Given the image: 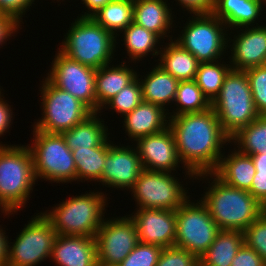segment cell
Listing matches in <instances>:
<instances>
[{"label": "cell", "instance_id": "6da1fadb", "mask_svg": "<svg viewBox=\"0 0 266 266\" xmlns=\"http://www.w3.org/2000/svg\"><path fill=\"white\" fill-rule=\"evenodd\" d=\"M179 158L189 177L213 172L223 153L222 147L230 138L221 128L215 111L169 116ZM224 144V145H223Z\"/></svg>", "mask_w": 266, "mask_h": 266}, {"label": "cell", "instance_id": "7a4b0ae2", "mask_svg": "<svg viewBox=\"0 0 266 266\" xmlns=\"http://www.w3.org/2000/svg\"><path fill=\"white\" fill-rule=\"evenodd\" d=\"M209 175L214 180L201 200L220 230L243 232L266 210L248 191L227 185L213 172L195 175V179Z\"/></svg>", "mask_w": 266, "mask_h": 266}, {"label": "cell", "instance_id": "3957f363", "mask_svg": "<svg viewBox=\"0 0 266 266\" xmlns=\"http://www.w3.org/2000/svg\"><path fill=\"white\" fill-rule=\"evenodd\" d=\"M25 146L0 143V208L5 215L25 206L37 181L31 151Z\"/></svg>", "mask_w": 266, "mask_h": 266}, {"label": "cell", "instance_id": "277c9868", "mask_svg": "<svg viewBox=\"0 0 266 266\" xmlns=\"http://www.w3.org/2000/svg\"><path fill=\"white\" fill-rule=\"evenodd\" d=\"M64 40L62 48H58L62 53L70 59L96 70L110 64L114 58L112 56L116 50V37L91 17L75 19Z\"/></svg>", "mask_w": 266, "mask_h": 266}, {"label": "cell", "instance_id": "5b68a950", "mask_svg": "<svg viewBox=\"0 0 266 266\" xmlns=\"http://www.w3.org/2000/svg\"><path fill=\"white\" fill-rule=\"evenodd\" d=\"M211 108L229 138L260 116L245 71H229L219 95L211 103Z\"/></svg>", "mask_w": 266, "mask_h": 266}, {"label": "cell", "instance_id": "8992f818", "mask_svg": "<svg viewBox=\"0 0 266 266\" xmlns=\"http://www.w3.org/2000/svg\"><path fill=\"white\" fill-rule=\"evenodd\" d=\"M101 192H90L73 196L50 212L43 214L52 223L57 234L66 236H87L94 238L104 221L106 200Z\"/></svg>", "mask_w": 266, "mask_h": 266}, {"label": "cell", "instance_id": "52a82bcc", "mask_svg": "<svg viewBox=\"0 0 266 266\" xmlns=\"http://www.w3.org/2000/svg\"><path fill=\"white\" fill-rule=\"evenodd\" d=\"M33 143L29 147L36 179L65 183L76 181L73 153L62 134L42 132L34 128Z\"/></svg>", "mask_w": 266, "mask_h": 266}, {"label": "cell", "instance_id": "ba28073f", "mask_svg": "<svg viewBox=\"0 0 266 266\" xmlns=\"http://www.w3.org/2000/svg\"><path fill=\"white\" fill-rule=\"evenodd\" d=\"M40 91L43 118L33 126L39 131L61 134L92 113L79 99L56 87L48 78L43 81Z\"/></svg>", "mask_w": 266, "mask_h": 266}, {"label": "cell", "instance_id": "9c48e42d", "mask_svg": "<svg viewBox=\"0 0 266 266\" xmlns=\"http://www.w3.org/2000/svg\"><path fill=\"white\" fill-rule=\"evenodd\" d=\"M190 202L187 199L176 210L174 246L186 249L200 258L209 249L220 229L202 200H197L195 204Z\"/></svg>", "mask_w": 266, "mask_h": 266}, {"label": "cell", "instance_id": "30bf717a", "mask_svg": "<svg viewBox=\"0 0 266 266\" xmlns=\"http://www.w3.org/2000/svg\"><path fill=\"white\" fill-rule=\"evenodd\" d=\"M191 19L183 27L182 35L175 41L200 63L217 61L229 46L226 24L213 13L198 14Z\"/></svg>", "mask_w": 266, "mask_h": 266}, {"label": "cell", "instance_id": "8fae6325", "mask_svg": "<svg viewBox=\"0 0 266 266\" xmlns=\"http://www.w3.org/2000/svg\"><path fill=\"white\" fill-rule=\"evenodd\" d=\"M50 220L41 213L32 218L19 233L12 246H8L7 266H36L51 258L57 237Z\"/></svg>", "mask_w": 266, "mask_h": 266}, {"label": "cell", "instance_id": "7c38bea8", "mask_svg": "<svg viewBox=\"0 0 266 266\" xmlns=\"http://www.w3.org/2000/svg\"><path fill=\"white\" fill-rule=\"evenodd\" d=\"M170 172L143 169L131 188L139 209L177 210L190 196Z\"/></svg>", "mask_w": 266, "mask_h": 266}, {"label": "cell", "instance_id": "4fadbf2b", "mask_svg": "<svg viewBox=\"0 0 266 266\" xmlns=\"http://www.w3.org/2000/svg\"><path fill=\"white\" fill-rule=\"evenodd\" d=\"M47 78L58 88L67 91L97 112L96 69L74 61L58 50Z\"/></svg>", "mask_w": 266, "mask_h": 266}, {"label": "cell", "instance_id": "5bb4252c", "mask_svg": "<svg viewBox=\"0 0 266 266\" xmlns=\"http://www.w3.org/2000/svg\"><path fill=\"white\" fill-rule=\"evenodd\" d=\"M118 218L104 219L94 237L97 260L107 264L119 265L139 243L133 220L128 216Z\"/></svg>", "mask_w": 266, "mask_h": 266}, {"label": "cell", "instance_id": "9a60e30c", "mask_svg": "<svg viewBox=\"0 0 266 266\" xmlns=\"http://www.w3.org/2000/svg\"><path fill=\"white\" fill-rule=\"evenodd\" d=\"M143 169L172 172L181 163L170 127L136 140Z\"/></svg>", "mask_w": 266, "mask_h": 266}, {"label": "cell", "instance_id": "2e32d148", "mask_svg": "<svg viewBox=\"0 0 266 266\" xmlns=\"http://www.w3.org/2000/svg\"><path fill=\"white\" fill-rule=\"evenodd\" d=\"M143 166L137 149L129 145H110L105 156V163L100 183L106 187L129 189L133 187ZM108 185V186H107Z\"/></svg>", "mask_w": 266, "mask_h": 266}, {"label": "cell", "instance_id": "e0dca14e", "mask_svg": "<svg viewBox=\"0 0 266 266\" xmlns=\"http://www.w3.org/2000/svg\"><path fill=\"white\" fill-rule=\"evenodd\" d=\"M139 242L173 247L176 238V210L138 209L131 214Z\"/></svg>", "mask_w": 266, "mask_h": 266}, {"label": "cell", "instance_id": "ac0fdd59", "mask_svg": "<svg viewBox=\"0 0 266 266\" xmlns=\"http://www.w3.org/2000/svg\"><path fill=\"white\" fill-rule=\"evenodd\" d=\"M233 37L231 45V68L246 70L251 67L266 65V24L265 26L243 27Z\"/></svg>", "mask_w": 266, "mask_h": 266}, {"label": "cell", "instance_id": "d6986e66", "mask_svg": "<svg viewBox=\"0 0 266 266\" xmlns=\"http://www.w3.org/2000/svg\"><path fill=\"white\" fill-rule=\"evenodd\" d=\"M52 259L57 266H94L97 260L95 239L58 234L53 245Z\"/></svg>", "mask_w": 266, "mask_h": 266}, {"label": "cell", "instance_id": "ffe728a7", "mask_svg": "<svg viewBox=\"0 0 266 266\" xmlns=\"http://www.w3.org/2000/svg\"><path fill=\"white\" fill-rule=\"evenodd\" d=\"M163 107L142 102L124 116V128L128 137L137 139L162 131L169 126V114ZM166 111V112H165ZM168 115V116H167Z\"/></svg>", "mask_w": 266, "mask_h": 266}, {"label": "cell", "instance_id": "44dd1931", "mask_svg": "<svg viewBox=\"0 0 266 266\" xmlns=\"http://www.w3.org/2000/svg\"><path fill=\"white\" fill-rule=\"evenodd\" d=\"M234 150L227 157L223 153L213 173L227 185L249 191L256 174L253 160L250 155Z\"/></svg>", "mask_w": 266, "mask_h": 266}, {"label": "cell", "instance_id": "7402d4cb", "mask_svg": "<svg viewBox=\"0 0 266 266\" xmlns=\"http://www.w3.org/2000/svg\"><path fill=\"white\" fill-rule=\"evenodd\" d=\"M262 5H266V0H214L212 13L223 21L227 28L252 27L263 10Z\"/></svg>", "mask_w": 266, "mask_h": 266}, {"label": "cell", "instance_id": "603a6c76", "mask_svg": "<svg viewBox=\"0 0 266 266\" xmlns=\"http://www.w3.org/2000/svg\"><path fill=\"white\" fill-rule=\"evenodd\" d=\"M165 0H134L133 22L155 33L159 38L167 37L173 24L170 6ZM169 7V8H168ZM169 31V32H168ZM168 32V33H167Z\"/></svg>", "mask_w": 266, "mask_h": 266}, {"label": "cell", "instance_id": "cb8c5ba5", "mask_svg": "<svg viewBox=\"0 0 266 266\" xmlns=\"http://www.w3.org/2000/svg\"><path fill=\"white\" fill-rule=\"evenodd\" d=\"M137 77V72L128 68L125 61L116 67L110 68L107 64L97 69L95 75L97 112L100 113L101 108L108 100Z\"/></svg>", "mask_w": 266, "mask_h": 266}, {"label": "cell", "instance_id": "d4e9b609", "mask_svg": "<svg viewBox=\"0 0 266 266\" xmlns=\"http://www.w3.org/2000/svg\"><path fill=\"white\" fill-rule=\"evenodd\" d=\"M97 114L98 112H92L70 130L61 133L71 151L97 147L109 139L108 128L104 121L97 117Z\"/></svg>", "mask_w": 266, "mask_h": 266}, {"label": "cell", "instance_id": "484cf974", "mask_svg": "<svg viewBox=\"0 0 266 266\" xmlns=\"http://www.w3.org/2000/svg\"><path fill=\"white\" fill-rule=\"evenodd\" d=\"M167 43V47L160 48V66L179 81L194 80L198 70L199 61L175 40Z\"/></svg>", "mask_w": 266, "mask_h": 266}, {"label": "cell", "instance_id": "4316f807", "mask_svg": "<svg viewBox=\"0 0 266 266\" xmlns=\"http://www.w3.org/2000/svg\"><path fill=\"white\" fill-rule=\"evenodd\" d=\"M243 244V232L219 230L209 249L199 258V266H231Z\"/></svg>", "mask_w": 266, "mask_h": 266}, {"label": "cell", "instance_id": "83f0119b", "mask_svg": "<svg viewBox=\"0 0 266 266\" xmlns=\"http://www.w3.org/2000/svg\"><path fill=\"white\" fill-rule=\"evenodd\" d=\"M144 78L140 81L144 102L157 104L165 109L166 103L174 101L179 80L170 73L156 65Z\"/></svg>", "mask_w": 266, "mask_h": 266}, {"label": "cell", "instance_id": "f1b7e54d", "mask_svg": "<svg viewBox=\"0 0 266 266\" xmlns=\"http://www.w3.org/2000/svg\"><path fill=\"white\" fill-rule=\"evenodd\" d=\"M133 10L134 0H112L91 18L117 38L115 33L123 31L133 22Z\"/></svg>", "mask_w": 266, "mask_h": 266}, {"label": "cell", "instance_id": "f546056e", "mask_svg": "<svg viewBox=\"0 0 266 266\" xmlns=\"http://www.w3.org/2000/svg\"><path fill=\"white\" fill-rule=\"evenodd\" d=\"M111 144L110 140L108 141L107 139L103 144L97 147L72 150L76 164L77 181L84 179L86 181L90 179V181H100L103 173L105 156Z\"/></svg>", "mask_w": 266, "mask_h": 266}, {"label": "cell", "instance_id": "4dcf8cb0", "mask_svg": "<svg viewBox=\"0 0 266 266\" xmlns=\"http://www.w3.org/2000/svg\"><path fill=\"white\" fill-rule=\"evenodd\" d=\"M122 32H124V45L131 61L142 59L149 52L153 55H159L160 50H157V43L161 40L155 33L132 22ZM155 48V49H154ZM135 59V60H134Z\"/></svg>", "mask_w": 266, "mask_h": 266}, {"label": "cell", "instance_id": "1f68e13d", "mask_svg": "<svg viewBox=\"0 0 266 266\" xmlns=\"http://www.w3.org/2000/svg\"><path fill=\"white\" fill-rule=\"evenodd\" d=\"M233 140V141H231ZM245 155L266 152V115H260L230 138Z\"/></svg>", "mask_w": 266, "mask_h": 266}, {"label": "cell", "instance_id": "d6a6232c", "mask_svg": "<svg viewBox=\"0 0 266 266\" xmlns=\"http://www.w3.org/2000/svg\"><path fill=\"white\" fill-rule=\"evenodd\" d=\"M199 63L194 81L200 87L204 95L212 103L219 95L224 79L232 69L230 64L220 62Z\"/></svg>", "mask_w": 266, "mask_h": 266}, {"label": "cell", "instance_id": "836d02e7", "mask_svg": "<svg viewBox=\"0 0 266 266\" xmlns=\"http://www.w3.org/2000/svg\"><path fill=\"white\" fill-rule=\"evenodd\" d=\"M174 102L178 103L179 108H176V112H173V115L171 113L170 116L200 113L211 108V102L194 80L179 81Z\"/></svg>", "mask_w": 266, "mask_h": 266}, {"label": "cell", "instance_id": "e575fe53", "mask_svg": "<svg viewBox=\"0 0 266 266\" xmlns=\"http://www.w3.org/2000/svg\"><path fill=\"white\" fill-rule=\"evenodd\" d=\"M141 78L138 77L129 85L121 89L114 97L108 100L104 105L111 106L110 108L115 110L122 116L131 112L140 103L143 102L142 86L140 84Z\"/></svg>", "mask_w": 266, "mask_h": 266}, {"label": "cell", "instance_id": "d590c367", "mask_svg": "<svg viewBox=\"0 0 266 266\" xmlns=\"http://www.w3.org/2000/svg\"><path fill=\"white\" fill-rule=\"evenodd\" d=\"M256 109L260 115H266V65L246 70Z\"/></svg>", "mask_w": 266, "mask_h": 266}, {"label": "cell", "instance_id": "8d00e7d4", "mask_svg": "<svg viewBox=\"0 0 266 266\" xmlns=\"http://www.w3.org/2000/svg\"><path fill=\"white\" fill-rule=\"evenodd\" d=\"M243 238L266 262V210L243 231Z\"/></svg>", "mask_w": 266, "mask_h": 266}, {"label": "cell", "instance_id": "74e56055", "mask_svg": "<svg viewBox=\"0 0 266 266\" xmlns=\"http://www.w3.org/2000/svg\"><path fill=\"white\" fill-rule=\"evenodd\" d=\"M162 249L156 244L139 242L118 266H156Z\"/></svg>", "mask_w": 266, "mask_h": 266}, {"label": "cell", "instance_id": "f35d334b", "mask_svg": "<svg viewBox=\"0 0 266 266\" xmlns=\"http://www.w3.org/2000/svg\"><path fill=\"white\" fill-rule=\"evenodd\" d=\"M156 266H199V258L178 247L163 248Z\"/></svg>", "mask_w": 266, "mask_h": 266}, {"label": "cell", "instance_id": "ab89813d", "mask_svg": "<svg viewBox=\"0 0 266 266\" xmlns=\"http://www.w3.org/2000/svg\"><path fill=\"white\" fill-rule=\"evenodd\" d=\"M34 1L35 0H0V13L13 17L20 24V22H22V15L32 6Z\"/></svg>", "mask_w": 266, "mask_h": 266}, {"label": "cell", "instance_id": "60d3db41", "mask_svg": "<svg viewBox=\"0 0 266 266\" xmlns=\"http://www.w3.org/2000/svg\"><path fill=\"white\" fill-rule=\"evenodd\" d=\"M231 266H266V262L254 249L243 244L232 260Z\"/></svg>", "mask_w": 266, "mask_h": 266}, {"label": "cell", "instance_id": "b9f144b4", "mask_svg": "<svg viewBox=\"0 0 266 266\" xmlns=\"http://www.w3.org/2000/svg\"><path fill=\"white\" fill-rule=\"evenodd\" d=\"M182 8L190 14H211L214 9V0H176Z\"/></svg>", "mask_w": 266, "mask_h": 266}, {"label": "cell", "instance_id": "7bdbcfd3", "mask_svg": "<svg viewBox=\"0 0 266 266\" xmlns=\"http://www.w3.org/2000/svg\"><path fill=\"white\" fill-rule=\"evenodd\" d=\"M248 192L266 208V174L256 173Z\"/></svg>", "mask_w": 266, "mask_h": 266}, {"label": "cell", "instance_id": "ee69618b", "mask_svg": "<svg viewBox=\"0 0 266 266\" xmlns=\"http://www.w3.org/2000/svg\"><path fill=\"white\" fill-rule=\"evenodd\" d=\"M19 25L13 17L0 13V45L6 43L5 41L6 39L8 41L9 37L14 36L11 34L17 32V29L20 28Z\"/></svg>", "mask_w": 266, "mask_h": 266}, {"label": "cell", "instance_id": "f6af8a7d", "mask_svg": "<svg viewBox=\"0 0 266 266\" xmlns=\"http://www.w3.org/2000/svg\"><path fill=\"white\" fill-rule=\"evenodd\" d=\"M1 90H0V136L4 135V133L7 132V129L9 130V127L11 125V121L13 119L12 116V109L10 108L11 106L8 105L1 95Z\"/></svg>", "mask_w": 266, "mask_h": 266}, {"label": "cell", "instance_id": "bcb514c9", "mask_svg": "<svg viewBox=\"0 0 266 266\" xmlns=\"http://www.w3.org/2000/svg\"><path fill=\"white\" fill-rule=\"evenodd\" d=\"M112 0H82L85 7L89 10L87 13L85 12L80 17H91L94 13H96L100 8L104 7L107 3Z\"/></svg>", "mask_w": 266, "mask_h": 266}, {"label": "cell", "instance_id": "7dc6e473", "mask_svg": "<svg viewBox=\"0 0 266 266\" xmlns=\"http://www.w3.org/2000/svg\"><path fill=\"white\" fill-rule=\"evenodd\" d=\"M5 234L3 228L0 227V266H7L8 263V244L10 243Z\"/></svg>", "mask_w": 266, "mask_h": 266}, {"label": "cell", "instance_id": "c3c4849f", "mask_svg": "<svg viewBox=\"0 0 266 266\" xmlns=\"http://www.w3.org/2000/svg\"><path fill=\"white\" fill-rule=\"evenodd\" d=\"M250 156L253 160L256 173L266 174V152L258 153V154H254Z\"/></svg>", "mask_w": 266, "mask_h": 266}, {"label": "cell", "instance_id": "681fc988", "mask_svg": "<svg viewBox=\"0 0 266 266\" xmlns=\"http://www.w3.org/2000/svg\"><path fill=\"white\" fill-rule=\"evenodd\" d=\"M94 266H118V265L107 264V263H104V262H102V261H100V260H96Z\"/></svg>", "mask_w": 266, "mask_h": 266}]
</instances>
